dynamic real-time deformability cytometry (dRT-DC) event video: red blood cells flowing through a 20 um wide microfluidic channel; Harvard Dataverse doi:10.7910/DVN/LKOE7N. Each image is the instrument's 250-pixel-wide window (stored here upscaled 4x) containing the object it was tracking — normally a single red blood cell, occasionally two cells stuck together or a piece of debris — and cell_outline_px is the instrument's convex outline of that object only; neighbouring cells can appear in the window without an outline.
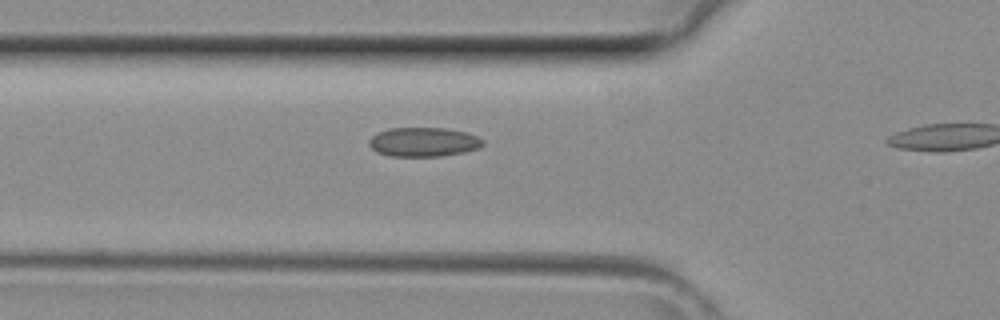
{"species": "common noctule bat (a hibernating species)", "species_latin": "Nyctalus noctula", "temperature_condition": "room temperature", "stored_images_in_passage": 6, "camera_frame_rate_fps": 3000, "um_per_image_px": 0.085, "animal": {"sex": "female", "body_mass_g": 29.2, "forearm_length_mm": 56.3}, "frame": {"image": 1, "passage_image": 5, "time_ms": 1.333, "image_size_px": [1000, 320], "cell_outline_px": [[484, 144], [480, 148], [464, 152], [440, 156], [388, 156], [376, 152], [368, 144], [368, 140], [372, 136], [388, 128], [448, 128], [464, 132], [476, 136], [484, 140]], "centroid_in_image_um": [35.99, 12.07], "position_along_channel_um": 89.8, "area_um2": 19.42}}